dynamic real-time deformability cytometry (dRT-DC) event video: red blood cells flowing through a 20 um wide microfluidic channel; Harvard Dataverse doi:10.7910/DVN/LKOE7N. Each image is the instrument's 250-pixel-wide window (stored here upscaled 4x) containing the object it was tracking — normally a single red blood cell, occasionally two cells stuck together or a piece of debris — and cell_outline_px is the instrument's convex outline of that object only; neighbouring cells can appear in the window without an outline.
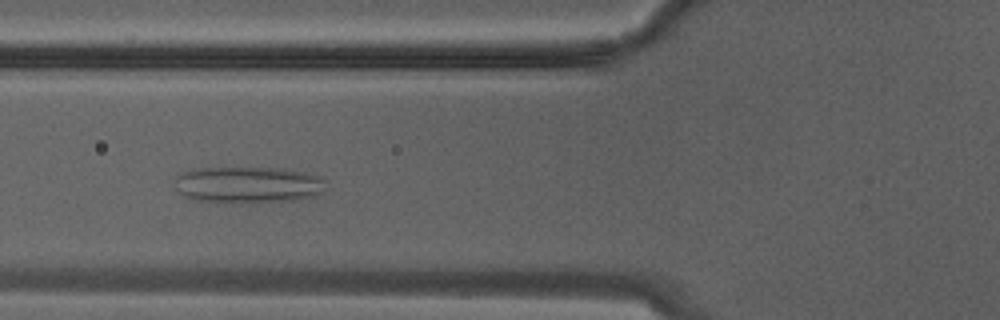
{"species": "Egyptian fruit bat (a non-hibernating species)", "species_latin": "Rousettus aegyptiacus", "temperature_condition": "warm", "stored_images_in_passage": 14, "camera_frame_rate_fps": 3000, "um_per_image_px": 0.085, "animal": {"sex": "male"}, "frame": {"image": 1, "passage_image": 7, "time_ms": 2.0, "image_size_px": [1000, 320], "cell_outline_px": [[324, 192], [316, 196], [292, 200], [196, 200], [184, 196], [176, 188], [172, 180], [176, 176], [184, 172], [200, 168], [280, 168], [304, 172], [320, 176], [324, 180]], "centroid_in_image_um": [21.1, 15.66], "position_along_channel_um": 104.7, "area_um2": 31.15}}